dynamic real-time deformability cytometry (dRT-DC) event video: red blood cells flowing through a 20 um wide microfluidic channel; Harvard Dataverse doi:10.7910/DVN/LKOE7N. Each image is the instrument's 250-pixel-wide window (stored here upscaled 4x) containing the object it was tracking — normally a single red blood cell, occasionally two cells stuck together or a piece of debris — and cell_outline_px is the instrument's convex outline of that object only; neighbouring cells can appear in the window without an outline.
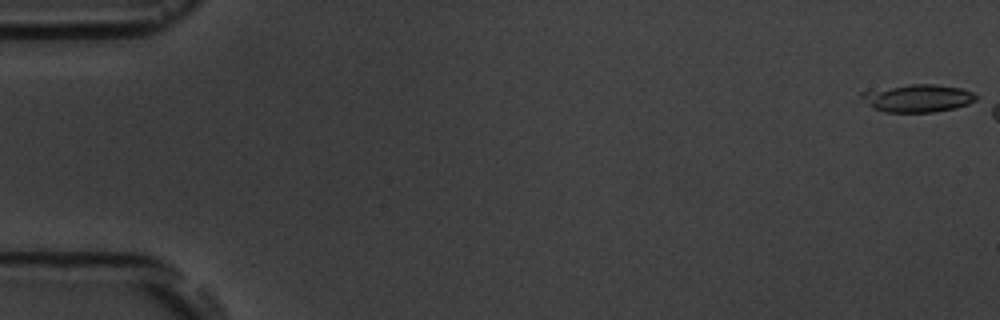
{"species": "common noctule bat (a hibernating species)", "species_latin": "Nyctalus noctula", "temperature_condition": "room temperature", "stored_images_in_passage": 6, "camera_frame_rate_fps": 3000, "um_per_image_px": 0.085, "animal": {"sex": "male", "body_mass_g": 19.5, "forearm_length_mm": 54.6}, "frame": {"image": 1, "passage_image": 1, "time_ms": 0.0, "image_size_px": [1000, 320], "cell_outline_px": [[976, 100], [968, 104], [956, 108], [936, 112], [884, 112], [872, 108], [860, 96], [860, 92], [908, 84], [932, 84], [960, 88], [972, 92], [976, 96]], "centroid_in_image_um": [78.0, 8.35], "position_along_channel_um": 7.0, "area_um2": 18.44}}